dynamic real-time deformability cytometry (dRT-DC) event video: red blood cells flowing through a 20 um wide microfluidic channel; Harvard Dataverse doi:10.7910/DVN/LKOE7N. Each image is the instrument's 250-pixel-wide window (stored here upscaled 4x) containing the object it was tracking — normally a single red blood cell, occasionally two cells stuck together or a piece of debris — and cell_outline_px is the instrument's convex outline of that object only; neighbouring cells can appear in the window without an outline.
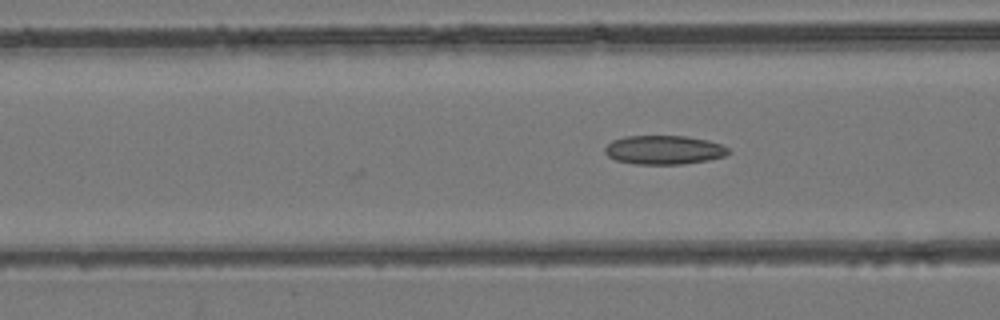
{"species": "common noctule bat (a hibernating species)", "species_latin": "Nyctalus noctula", "temperature_condition": "room temperature", "stored_images_in_passage": 5, "camera_frame_rate_fps": 3000, "um_per_image_px": 0.085, "animal": {"sex": "female", "body_mass_g": 24.6, "forearm_length_mm": 56.2}, "frame": {"image": 1, "passage_image": 5, "time_ms": 1.333, "image_size_px": [1000, 320], "cell_outline_px": [[732, 152], [724, 156], [708, 160], [684, 164], [636, 164], [616, 160], [608, 156], [604, 152], [604, 148], [612, 140], [624, 136], [688, 136], [708, 140], [720, 144], [728, 148]], "centroid_in_image_um": [56.44, 12.74], "position_along_channel_um": 110.2, "area_um2": 20.92}}